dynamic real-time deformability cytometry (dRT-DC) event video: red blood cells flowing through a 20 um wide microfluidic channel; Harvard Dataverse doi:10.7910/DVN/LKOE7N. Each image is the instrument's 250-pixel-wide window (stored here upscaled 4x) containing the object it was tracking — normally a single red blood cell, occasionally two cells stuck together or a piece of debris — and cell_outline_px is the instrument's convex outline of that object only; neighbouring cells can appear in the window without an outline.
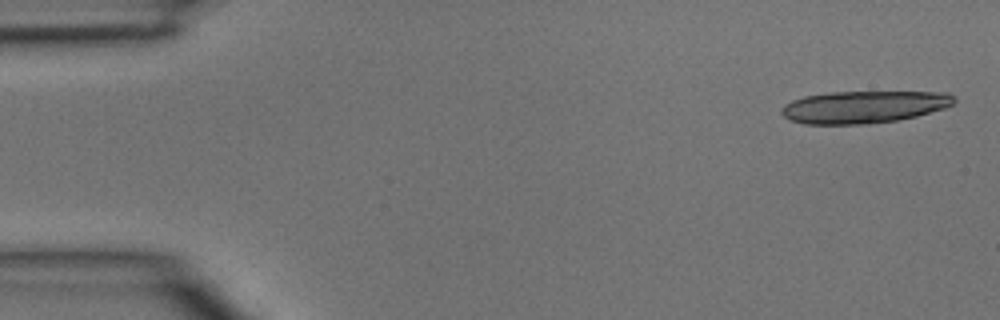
{"species": "common noctule bat (a hibernating species)", "species_latin": "Nyctalus noctula", "temperature_condition": "room temperature", "stored_images_in_passage": 5, "camera_frame_rate_fps": 3000, "um_per_image_px": 0.085, "animal": {"sex": "male", "body_mass_g": 15.6}, "frame": {"image": 1, "passage_image": 1, "time_ms": 0.0, "image_size_px": [1000, 320], "cell_outline_px": [[956, 100], [952, 104], [944, 108], [916, 116], [896, 120], [868, 124], [804, 124], [792, 120], [784, 116], [780, 112], [780, 108], [784, 104], [792, 100], [804, 96], [828, 92], [948, 92]], "centroid_in_image_um": [73.38, 9.08], "position_along_channel_um": 11.6, "area_um2": 32.43}}